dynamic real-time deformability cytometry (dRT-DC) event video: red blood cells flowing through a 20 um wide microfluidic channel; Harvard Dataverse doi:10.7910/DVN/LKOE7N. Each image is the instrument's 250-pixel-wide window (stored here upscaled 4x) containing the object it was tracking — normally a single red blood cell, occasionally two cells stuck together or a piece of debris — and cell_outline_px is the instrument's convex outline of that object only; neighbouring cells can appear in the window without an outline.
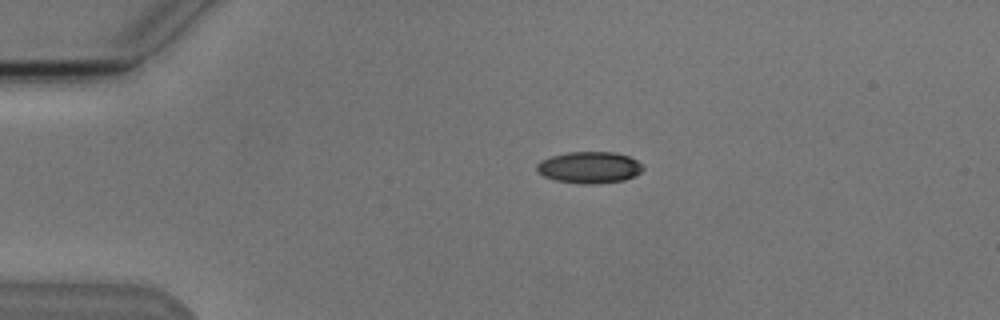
{"species": "Egyptian fruit bat (a non-hibernating species)", "species_latin": "Rousettus aegyptiacus", "temperature_condition": "cold", "stored_images_in_passage": 5, "camera_frame_rate_fps": 3000, "um_per_image_px": 0.085, "animal": {"sex": "male"}, "frame": {"image": 1, "passage_image": 4, "time_ms": 3.333, "image_size_px": [1000, 320], "cell_outline_px": [[644, 168], [640, 172], [624, 180], [596, 184], [580, 184], [556, 180], [544, 176], [536, 172], [536, 164], [540, 160], [552, 156], [568, 152], [616, 152], [628, 156], [636, 160]], "centroid_in_image_um": [50.06, 14.23], "position_along_channel_um": 34.9, "area_um2": 19.54}}